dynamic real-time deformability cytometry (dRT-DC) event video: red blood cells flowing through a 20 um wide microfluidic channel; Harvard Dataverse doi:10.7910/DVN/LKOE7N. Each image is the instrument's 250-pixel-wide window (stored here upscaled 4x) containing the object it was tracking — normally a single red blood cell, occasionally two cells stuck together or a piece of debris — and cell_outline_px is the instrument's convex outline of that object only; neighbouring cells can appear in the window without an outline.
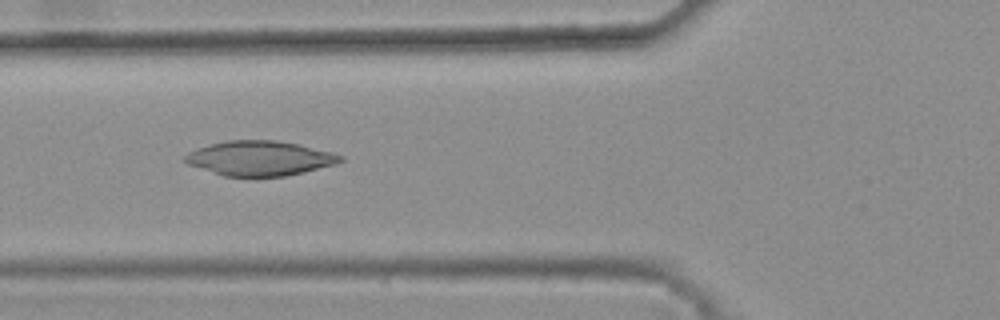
{"species": "common noctule bat (a hibernating species)", "species_latin": "Nyctalus noctula", "temperature_condition": "warm", "stored_images_in_passage": 30, "camera_frame_rate_fps": 3000, "um_per_image_px": 0.085, "animal": {"sex": "female", "body_mass_g": 25.1}, "frame": {"image": 1, "passage_image": 4, "time_ms": 1.0, "image_size_px": [1000, 320], "cell_outline_px": [[344, 160], [336, 164], [304, 172], [284, 176], [224, 176], [188, 164], [184, 160], [184, 156], [188, 152], [196, 148], [228, 140], [276, 140], [300, 144], [332, 152], [344, 156]], "centroid_in_image_um": [22.11, 13.44], "position_along_channel_um": 103.7, "area_um2": 31.39}}
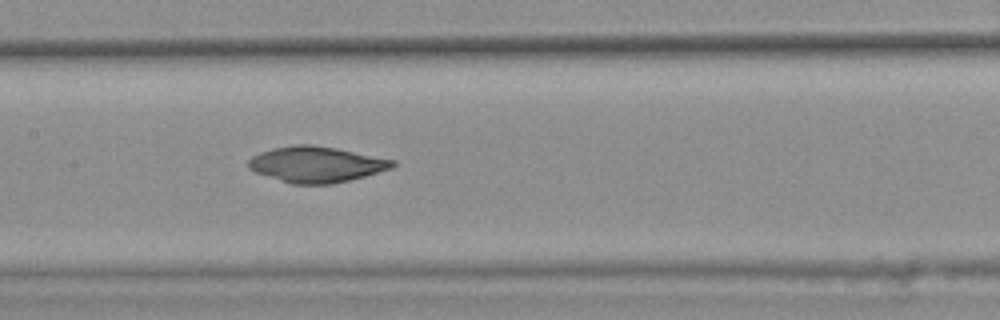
{"frame": {"image": 2, "passage_image": 10, "time_ms": 3.0, "image_size_px": [1000, 320], "cell_outline_px": [[396, 164], [392, 168], [364, 176], [332, 184], [292, 184], [256, 172], [248, 168], [248, 160], [252, 156], [260, 152], [272, 148], [296, 144], [312, 144], [336, 148], [396, 160]], "centroid_in_image_um": [26.88, 13.96], "position_along_channel_um": 180.5, "area_um2": 30.0}}
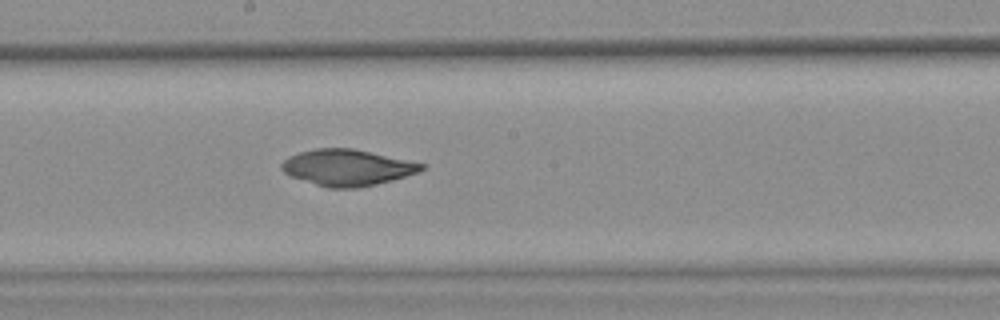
{"frame": {"image": 3, "passage_image": 13, "time_ms": 4.0, "image_size_px": [1000, 320], "cell_outline_px": [[424, 168], [420, 172], [392, 180], [360, 188], [328, 188], [292, 176], [284, 172], [280, 168], [280, 164], [288, 156], [300, 152], [316, 148], [352, 148], [424, 164]], "centroid_in_image_um": [29.5, 14.24], "position_along_channel_um": 218.7, "area_um2": 29.25}, "authors_computed_cell_mechanics": {"area_um2": 29.6225, "velocity_mm_per_s": 3.8321, "shape_relaxation_time_tau1_ms": null, "shape_relaxation_time_tau2_ms": 2.1614, "deformation_change_tau1": null, "deformation_change_tau2": 0.0364}}